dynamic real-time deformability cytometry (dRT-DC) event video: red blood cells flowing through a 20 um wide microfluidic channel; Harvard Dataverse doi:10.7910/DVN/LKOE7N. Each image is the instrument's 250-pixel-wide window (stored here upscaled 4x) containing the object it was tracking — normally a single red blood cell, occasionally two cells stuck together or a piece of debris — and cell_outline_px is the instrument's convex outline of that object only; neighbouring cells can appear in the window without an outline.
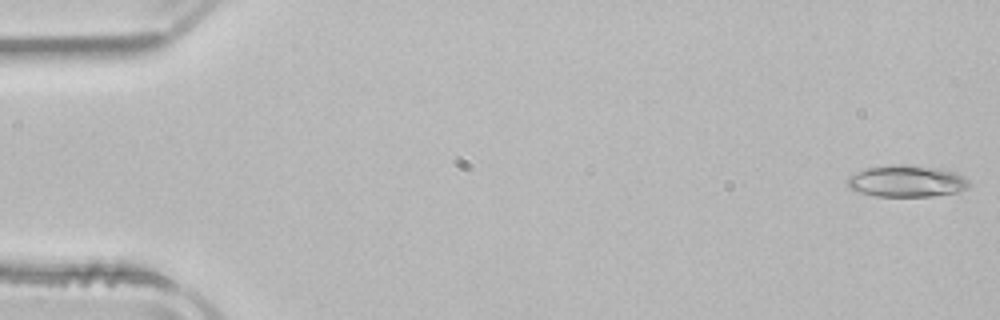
{"species": "common noctule bat (a hibernating species)", "species_latin": "Nyctalus noctula", "temperature_condition": "room temperature", "stored_images_in_passage": 51, "camera_frame_rate_fps": 3000, "um_per_image_px": 0.085, "animal": {"sex": "male", "body_mass_g": 21.5, "forearm_length_mm": 52.0}, "frame": {"image": 1, "passage_image": 1, "time_ms": 0.0, "image_size_px": [1000, 320], "cell_outline_px": [[972, 184], [968, 188], [956, 192], [932, 196], [876, 196], [860, 192], [848, 188], [848, 176], [864, 168], [900, 164], [904, 164], [944, 168], [956, 172], [964, 176]], "centroid_in_image_um": [77.11, 15.38], "position_along_channel_um": 7.9, "area_um2": 22.72}}
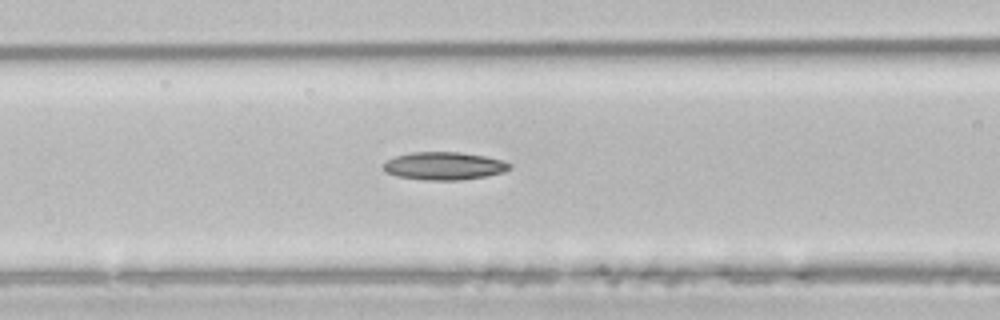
{"frame": {"image": 2, "passage_image": 21, "time_ms": 6.667, "image_size_px": [1000, 320], "cell_outline_px": [[512, 168], [504, 172], [484, 176], [460, 180], [424, 180], [396, 176], [384, 172], [384, 164], [388, 160], [396, 156], [412, 152], [460, 152], [484, 156], [500, 160], [512, 164]], "centroid_in_image_um": [37.74, 14.11], "position_along_channel_um": 128.9, "area_um2": 20.4}}
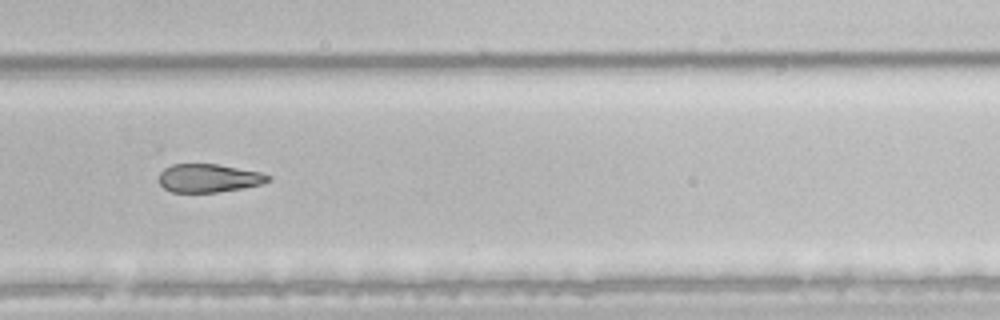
{"frame": {"image": 3, "passage_image": 35, "time_ms": 11.333, "image_size_px": [1000, 320], "cell_outline_px": [[272, 180], [260, 184], [240, 188], [216, 192], [172, 192], [164, 188], [160, 184], [160, 172], [164, 168], [172, 164], [216, 164], [260, 172], [272, 176]], "centroid_in_image_um": [17.74, 15.13], "position_along_channel_um": 312.1, "area_um2": 17.86}}